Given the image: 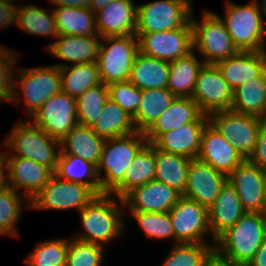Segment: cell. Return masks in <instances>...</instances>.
Listing matches in <instances>:
<instances>
[{
	"instance_id": "6da1fadb",
	"label": "cell",
	"mask_w": 266,
	"mask_h": 266,
	"mask_svg": "<svg viewBox=\"0 0 266 266\" xmlns=\"http://www.w3.org/2000/svg\"><path fill=\"white\" fill-rule=\"evenodd\" d=\"M266 236V213L246 212L215 241V257L235 266H247Z\"/></svg>"
},
{
	"instance_id": "7a4b0ae2",
	"label": "cell",
	"mask_w": 266,
	"mask_h": 266,
	"mask_svg": "<svg viewBox=\"0 0 266 266\" xmlns=\"http://www.w3.org/2000/svg\"><path fill=\"white\" fill-rule=\"evenodd\" d=\"M124 208L122 199L113 194L97 195L79 212L84 230L73 238L105 247L124 233Z\"/></svg>"
},
{
	"instance_id": "3957f363",
	"label": "cell",
	"mask_w": 266,
	"mask_h": 266,
	"mask_svg": "<svg viewBox=\"0 0 266 266\" xmlns=\"http://www.w3.org/2000/svg\"><path fill=\"white\" fill-rule=\"evenodd\" d=\"M3 143L5 147H8L7 149H10L4 152L5 156L30 159L55 172L61 151L60 141L49 136L32 121L17 122Z\"/></svg>"
},
{
	"instance_id": "277c9868",
	"label": "cell",
	"mask_w": 266,
	"mask_h": 266,
	"mask_svg": "<svg viewBox=\"0 0 266 266\" xmlns=\"http://www.w3.org/2000/svg\"><path fill=\"white\" fill-rule=\"evenodd\" d=\"M223 21L239 51H262L266 47L265 11L252 0L245 5L226 1Z\"/></svg>"
},
{
	"instance_id": "5b68a950",
	"label": "cell",
	"mask_w": 266,
	"mask_h": 266,
	"mask_svg": "<svg viewBox=\"0 0 266 266\" xmlns=\"http://www.w3.org/2000/svg\"><path fill=\"white\" fill-rule=\"evenodd\" d=\"M144 133H135L105 140L97 166L101 190L109 193L123 178L139 151L147 144ZM102 169L105 171L102 176Z\"/></svg>"
},
{
	"instance_id": "8992f818",
	"label": "cell",
	"mask_w": 266,
	"mask_h": 266,
	"mask_svg": "<svg viewBox=\"0 0 266 266\" xmlns=\"http://www.w3.org/2000/svg\"><path fill=\"white\" fill-rule=\"evenodd\" d=\"M15 68L17 71V82L13 79V92L11 102H19V94L24 98L29 118L36 113L40 106L52 97L61 92V75L59 67L55 65L39 68ZM21 90L16 92V89ZM16 88V89H15ZM21 91V92H20Z\"/></svg>"
},
{
	"instance_id": "52a82bcc",
	"label": "cell",
	"mask_w": 266,
	"mask_h": 266,
	"mask_svg": "<svg viewBox=\"0 0 266 266\" xmlns=\"http://www.w3.org/2000/svg\"><path fill=\"white\" fill-rule=\"evenodd\" d=\"M193 14L190 18L193 50L197 49L205 64H215L239 52L219 15L203 9L202 22L199 23Z\"/></svg>"
},
{
	"instance_id": "ba28073f",
	"label": "cell",
	"mask_w": 266,
	"mask_h": 266,
	"mask_svg": "<svg viewBox=\"0 0 266 266\" xmlns=\"http://www.w3.org/2000/svg\"><path fill=\"white\" fill-rule=\"evenodd\" d=\"M138 52L136 35L101 38L97 64L102 83L108 86L128 81Z\"/></svg>"
},
{
	"instance_id": "9c48e42d",
	"label": "cell",
	"mask_w": 266,
	"mask_h": 266,
	"mask_svg": "<svg viewBox=\"0 0 266 266\" xmlns=\"http://www.w3.org/2000/svg\"><path fill=\"white\" fill-rule=\"evenodd\" d=\"M192 0H157L137 6L136 32L192 28Z\"/></svg>"
},
{
	"instance_id": "30bf717a",
	"label": "cell",
	"mask_w": 266,
	"mask_h": 266,
	"mask_svg": "<svg viewBox=\"0 0 266 266\" xmlns=\"http://www.w3.org/2000/svg\"><path fill=\"white\" fill-rule=\"evenodd\" d=\"M96 196L89 186L63 180L53 174L48 183L30 201L29 209L59 211L76 208L80 212Z\"/></svg>"
},
{
	"instance_id": "8fae6325",
	"label": "cell",
	"mask_w": 266,
	"mask_h": 266,
	"mask_svg": "<svg viewBox=\"0 0 266 266\" xmlns=\"http://www.w3.org/2000/svg\"><path fill=\"white\" fill-rule=\"evenodd\" d=\"M209 122L226 137L244 158L253 153L263 119L232 110L217 111L208 115Z\"/></svg>"
},
{
	"instance_id": "7c38bea8",
	"label": "cell",
	"mask_w": 266,
	"mask_h": 266,
	"mask_svg": "<svg viewBox=\"0 0 266 266\" xmlns=\"http://www.w3.org/2000/svg\"><path fill=\"white\" fill-rule=\"evenodd\" d=\"M168 213L174 230L175 244L208 243L204 240L206 235H211L207 207L182 196Z\"/></svg>"
},
{
	"instance_id": "4fadbf2b",
	"label": "cell",
	"mask_w": 266,
	"mask_h": 266,
	"mask_svg": "<svg viewBox=\"0 0 266 266\" xmlns=\"http://www.w3.org/2000/svg\"><path fill=\"white\" fill-rule=\"evenodd\" d=\"M29 119L60 141L78 124L76 98L62 91L54 94Z\"/></svg>"
},
{
	"instance_id": "5bb4252c",
	"label": "cell",
	"mask_w": 266,
	"mask_h": 266,
	"mask_svg": "<svg viewBox=\"0 0 266 266\" xmlns=\"http://www.w3.org/2000/svg\"><path fill=\"white\" fill-rule=\"evenodd\" d=\"M191 98L204 114L209 115L231 109L233 89L215 64H204L198 73Z\"/></svg>"
},
{
	"instance_id": "9a60e30c",
	"label": "cell",
	"mask_w": 266,
	"mask_h": 266,
	"mask_svg": "<svg viewBox=\"0 0 266 266\" xmlns=\"http://www.w3.org/2000/svg\"><path fill=\"white\" fill-rule=\"evenodd\" d=\"M139 51L156 59L172 62L193 51V29L136 32Z\"/></svg>"
},
{
	"instance_id": "2e32d148",
	"label": "cell",
	"mask_w": 266,
	"mask_h": 266,
	"mask_svg": "<svg viewBox=\"0 0 266 266\" xmlns=\"http://www.w3.org/2000/svg\"><path fill=\"white\" fill-rule=\"evenodd\" d=\"M247 212L266 213L264 169L244 159L228 176Z\"/></svg>"
},
{
	"instance_id": "e0dca14e",
	"label": "cell",
	"mask_w": 266,
	"mask_h": 266,
	"mask_svg": "<svg viewBox=\"0 0 266 266\" xmlns=\"http://www.w3.org/2000/svg\"><path fill=\"white\" fill-rule=\"evenodd\" d=\"M5 164L7 186L17 192L23 189L21 194L27 200V208H30V201L48 183L54 172L45 165L17 156H5Z\"/></svg>"
},
{
	"instance_id": "ac0fdd59",
	"label": "cell",
	"mask_w": 266,
	"mask_h": 266,
	"mask_svg": "<svg viewBox=\"0 0 266 266\" xmlns=\"http://www.w3.org/2000/svg\"><path fill=\"white\" fill-rule=\"evenodd\" d=\"M181 197L177 190L154 179L129 191L122 201L130 212H168Z\"/></svg>"
},
{
	"instance_id": "d6986e66",
	"label": "cell",
	"mask_w": 266,
	"mask_h": 266,
	"mask_svg": "<svg viewBox=\"0 0 266 266\" xmlns=\"http://www.w3.org/2000/svg\"><path fill=\"white\" fill-rule=\"evenodd\" d=\"M226 181L227 176L225 174L198 158H193L188 169L187 185L182 196L197 201L209 209Z\"/></svg>"
},
{
	"instance_id": "ffe728a7",
	"label": "cell",
	"mask_w": 266,
	"mask_h": 266,
	"mask_svg": "<svg viewBox=\"0 0 266 266\" xmlns=\"http://www.w3.org/2000/svg\"><path fill=\"white\" fill-rule=\"evenodd\" d=\"M197 158L226 176L244 160L232 143L210 122L204 127Z\"/></svg>"
},
{
	"instance_id": "44dd1931",
	"label": "cell",
	"mask_w": 266,
	"mask_h": 266,
	"mask_svg": "<svg viewBox=\"0 0 266 266\" xmlns=\"http://www.w3.org/2000/svg\"><path fill=\"white\" fill-rule=\"evenodd\" d=\"M101 38L136 35L137 5L132 0H114L95 12Z\"/></svg>"
},
{
	"instance_id": "7402d4cb",
	"label": "cell",
	"mask_w": 266,
	"mask_h": 266,
	"mask_svg": "<svg viewBox=\"0 0 266 266\" xmlns=\"http://www.w3.org/2000/svg\"><path fill=\"white\" fill-rule=\"evenodd\" d=\"M189 122H209V118L191 97H176L144 135L148 143H153L162 133Z\"/></svg>"
},
{
	"instance_id": "603a6c76",
	"label": "cell",
	"mask_w": 266,
	"mask_h": 266,
	"mask_svg": "<svg viewBox=\"0 0 266 266\" xmlns=\"http://www.w3.org/2000/svg\"><path fill=\"white\" fill-rule=\"evenodd\" d=\"M246 212L236 190L226 181L216 200L208 209L213 241L215 242L222 233L233 227Z\"/></svg>"
},
{
	"instance_id": "cb8c5ba5",
	"label": "cell",
	"mask_w": 266,
	"mask_h": 266,
	"mask_svg": "<svg viewBox=\"0 0 266 266\" xmlns=\"http://www.w3.org/2000/svg\"><path fill=\"white\" fill-rule=\"evenodd\" d=\"M100 36H73L59 34L47 50L55 58L73 64L97 62Z\"/></svg>"
},
{
	"instance_id": "d4e9b609",
	"label": "cell",
	"mask_w": 266,
	"mask_h": 266,
	"mask_svg": "<svg viewBox=\"0 0 266 266\" xmlns=\"http://www.w3.org/2000/svg\"><path fill=\"white\" fill-rule=\"evenodd\" d=\"M215 65L233 90L251 82L264 71L262 51H239Z\"/></svg>"
},
{
	"instance_id": "484cf974",
	"label": "cell",
	"mask_w": 266,
	"mask_h": 266,
	"mask_svg": "<svg viewBox=\"0 0 266 266\" xmlns=\"http://www.w3.org/2000/svg\"><path fill=\"white\" fill-rule=\"evenodd\" d=\"M208 122H189L182 127L162 133L152 144L159 150L197 158L201 136Z\"/></svg>"
},
{
	"instance_id": "4316f807",
	"label": "cell",
	"mask_w": 266,
	"mask_h": 266,
	"mask_svg": "<svg viewBox=\"0 0 266 266\" xmlns=\"http://www.w3.org/2000/svg\"><path fill=\"white\" fill-rule=\"evenodd\" d=\"M105 139L91 127L77 124L60 140L59 155H74L93 163L96 167L100 161Z\"/></svg>"
},
{
	"instance_id": "83f0119b",
	"label": "cell",
	"mask_w": 266,
	"mask_h": 266,
	"mask_svg": "<svg viewBox=\"0 0 266 266\" xmlns=\"http://www.w3.org/2000/svg\"><path fill=\"white\" fill-rule=\"evenodd\" d=\"M170 62L137 53L129 81L140 90L167 88Z\"/></svg>"
},
{
	"instance_id": "f1b7e54d",
	"label": "cell",
	"mask_w": 266,
	"mask_h": 266,
	"mask_svg": "<svg viewBox=\"0 0 266 266\" xmlns=\"http://www.w3.org/2000/svg\"><path fill=\"white\" fill-rule=\"evenodd\" d=\"M155 176L154 145L147 143L136 155L124 178L109 192L122 199L132 189L145 185Z\"/></svg>"
},
{
	"instance_id": "f546056e",
	"label": "cell",
	"mask_w": 266,
	"mask_h": 266,
	"mask_svg": "<svg viewBox=\"0 0 266 266\" xmlns=\"http://www.w3.org/2000/svg\"><path fill=\"white\" fill-rule=\"evenodd\" d=\"M230 110L265 120L266 74L264 71L251 82L248 81L233 90Z\"/></svg>"
},
{
	"instance_id": "4dcf8cb0",
	"label": "cell",
	"mask_w": 266,
	"mask_h": 266,
	"mask_svg": "<svg viewBox=\"0 0 266 266\" xmlns=\"http://www.w3.org/2000/svg\"><path fill=\"white\" fill-rule=\"evenodd\" d=\"M154 155V179L174 188L183 195L187 185L188 169L192 159L183 155L161 151L155 146Z\"/></svg>"
},
{
	"instance_id": "1f68e13d",
	"label": "cell",
	"mask_w": 266,
	"mask_h": 266,
	"mask_svg": "<svg viewBox=\"0 0 266 266\" xmlns=\"http://www.w3.org/2000/svg\"><path fill=\"white\" fill-rule=\"evenodd\" d=\"M58 34L73 36H99L95 13L89 8L54 7Z\"/></svg>"
},
{
	"instance_id": "d6a6232c",
	"label": "cell",
	"mask_w": 266,
	"mask_h": 266,
	"mask_svg": "<svg viewBox=\"0 0 266 266\" xmlns=\"http://www.w3.org/2000/svg\"><path fill=\"white\" fill-rule=\"evenodd\" d=\"M103 139H112L135 133L132 117L115 101L108 98L95 123L91 126Z\"/></svg>"
},
{
	"instance_id": "836d02e7",
	"label": "cell",
	"mask_w": 266,
	"mask_h": 266,
	"mask_svg": "<svg viewBox=\"0 0 266 266\" xmlns=\"http://www.w3.org/2000/svg\"><path fill=\"white\" fill-rule=\"evenodd\" d=\"M204 61L197 59L194 50L170 62L168 90L176 97H191L198 73Z\"/></svg>"
},
{
	"instance_id": "e575fe53",
	"label": "cell",
	"mask_w": 266,
	"mask_h": 266,
	"mask_svg": "<svg viewBox=\"0 0 266 266\" xmlns=\"http://www.w3.org/2000/svg\"><path fill=\"white\" fill-rule=\"evenodd\" d=\"M175 98L168 88L141 90V102L132 117L135 129L145 133Z\"/></svg>"
},
{
	"instance_id": "d590c367",
	"label": "cell",
	"mask_w": 266,
	"mask_h": 266,
	"mask_svg": "<svg viewBox=\"0 0 266 266\" xmlns=\"http://www.w3.org/2000/svg\"><path fill=\"white\" fill-rule=\"evenodd\" d=\"M61 75V91L77 98L88 88L101 84L97 62L86 64H55Z\"/></svg>"
},
{
	"instance_id": "8d00e7d4",
	"label": "cell",
	"mask_w": 266,
	"mask_h": 266,
	"mask_svg": "<svg viewBox=\"0 0 266 266\" xmlns=\"http://www.w3.org/2000/svg\"><path fill=\"white\" fill-rule=\"evenodd\" d=\"M59 178L89 186L97 195L103 194L97 175V167L74 155H59L54 172ZM85 177L89 180L84 179Z\"/></svg>"
},
{
	"instance_id": "74e56055",
	"label": "cell",
	"mask_w": 266,
	"mask_h": 266,
	"mask_svg": "<svg viewBox=\"0 0 266 266\" xmlns=\"http://www.w3.org/2000/svg\"><path fill=\"white\" fill-rule=\"evenodd\" d=\"M16 26L31 35L58 37L55 16L48 10L35 5L18 6Z\"/></svg>"
},
{
	"instance_id": "f35d334b",
	"label": "cell",
	"mask_w": 266,
	"mask_h": 266,
	"mask_svg": "<svg viewBox=\"0 0 266 266\" xmlns=\"http://www.w3.org/2000/svg\"><path fill=\"white\" fill-rule=\"evenodd\" d=\"M214 245L208 243L173 244L161 266H206L215 256Z\"/></svg>"
},
{
	"instance_id": "ab89813d",
	"label": "cell",
	"mask_w": 266,
	"mask_h": 266,
	"mask_svg": "<svg viewBox=\"0 0 266 266\" xmlns=\"http://www.w3.org/2000/svg\"><path fill=\"white\" fill-rule=\"evenodd\" d=\"M109 98L108 86L101 83L88 88L76 98L77 122L79 125L91 127L103 110Z\"/></svg>"
},
{
	"instance_id": "60d3db41",
	"label": "cell",
	"mask_w": 266,
	"mask_h": 266,
	"mask_svg": "<svg viewBox=\"0 0 266 266\" xmlns=\"http://www.w3.org/2000/svg\"><path fill=\"white\" fill-rule=\"evenodd\" d=\"M69 239L39 242L24 259L29 266H65Z\"/></svg>"
},
{
	"instance_id": "b9f144b4",
	"label": "cell",
	"mask_w": 266,
	"mask_h": 266,
	"mask_svg": "<svg viewBox=\"0 0 266 266\" xmlns=\"http://www.w3.org/2000/svg\"><path fill=\"white\" fill-rule=\"evenodd\" d=\"M20 194L8 186L0 191V236L18 237L17 223L23 210Z\"/></svg>"
},
{
	"instance_id": "7bdbcfd3",
	"label": "cell",
	"mask_w": 266,
	"mask_h": 266,
	"mask_svg": "<svg viewBox=\"0 0 266 266\" xmlns=\"http://www.w3.org/2000/svg\"><path fill=\"white\" fill-rule=\"evenodd\" d=\"M139 227L150 239H172L175 244L174 230L168 212H130Z\"/></svg>"
},
{
	"instance_id": "ee69618b",
	"label": "cell",
	"mask_w": 266,
	"mask_h": 266,
	"mask_svg": "<svg viewBox=\"0 0 266 266\" xmlns=\"http://www.w3.org/2000/svg\"><path fill=\"white\" fill-rule=\"evenodd\" d=\"M104 250L99 244L69 239L65 266H102Z\"/></svg>"
},
{
	"instance_id": "f6af8a7d",
	"label": "cell",
	"mask_w": 266,
	"mask_h": 266,
	"mask_svg": "<svg viewBox=\"0 0 266 266\" xmlns=\"http://www.w3.org/2000/svg\"><path fill=\"white\" fill-rule=\"evenodd\" d=\"M109 98L133 117L141 102V90L129 80L108 85Z\"/></svg>"
},
{
	"instance_id": "bcb514c9",
	"label": "cell",
	"mask_w": 266,
	"mask_h": 266,
	"mask_svg": "<svg viewBox=\"0 0 266 266\" xmlns=\"http://www.w3.org/2000/svg\"><path fill=\"white\" fill-rule=\"evenodd\" d=\"M18 56L11 49L0 46V103L3 101L11 102L14 82L13 74H15L13 72L16 63L19 61L17 60Z\"/></svg>"
},
{
	"instance_id": "7dc6e473",
	"label": "cell",
	"mask_w": 266,
	"mask_h": 266,
	"mask_svg": "<svg viewBox=\"0 0 266 266\" xmlns=\"http://www.w3.org/2000/svg\"><path fill=\"white\" fill-rule=\"evenodd\" d=\"M261 169H266V121L261 124L253 153L248 158Z\"/></svg>"
},
{
	"instance_id": "c3c4849f",
	"label": "cell",
	"mask_w": 266,
	"mask_h": 266,
	"mask_svg": "<svg viewBox=\"0 0 266 266\" xmlns=\"http://www.w3.org/2000/svg\"><path fill=\"white\" fill-rule=\"evenodd\" d=\"M16 0H0V29L16 23L18 5Z\"/></svg>"
},
{
	"instance_id": "681fc988",
	"label": "cell",
	"mask_w": 266,
	"mask_h": 266,
	"mask_svg": "<svg viewBox=\"0 0 266 266\" xmlns=\"http://www.w3.org/2000/svg\"><path fill=\"white\" fill-rule=\"evenodd\" d=\"M247 266H266V236Z\"/></svg>"
},
{
	"instance_id": "f907efd6",
	"label": "cell",
	"mask_w": 266,
	"mask_h": 266,
	"mask_svg": "<svg viewBox=\"0 0 266 266\" xmlns=\"http://www.w3.org/2000/svg\"><path fill=\"white\" fill-rule=\"evenodd\" d=\"M55 7H81L89 8L90 0H49Z\"/></svg>"
},
{
	"instance_id": "816d5d0a",
	"label": "cell",
	"mask_w": 266,
	"mask_h": 266,
	"mask_svg": "<svg viewBox=\"0 0 266 266\" xmlns=\"http://www.w3.org/2000/svg\"><path fill=\"white\" fill-rule=\"evenodd\" d=\"M7 186L6 183V164L4 152H0V191Z\"/></svg>"
},
{
	"instance_id": "f5cc1de1",
	"label": "cell",
	"mask_w": 266,
	"mask_h": 266,
	"mask_svg": "<svg viewBox=\"0 0 266 266\" xmlns=\"http://www.w3.org/2000/svg\"><path fill=\"white\" fill-rule=\"evenodd\" d=\"M112 1L114 0H90L89 9L95 13L98 10L105 8Z\"/></svg>"
},
{
	"instance_id": "db71d44e",
	"label": "cell",
	"mask_w": 266,
	"mask_h": 266,
	"mask_svg": "<svg viewBox=\"0 0 266 266\" xmlns=\"http://www.w3.org/2000/svg\"><path fill=\"white\" fill-rule=\"evenodd\" d=\"M206 266H235V265L225 263L221 261L219 258L214 256L213 259Z\"/></svg>"
},
{
	"instance_id": "11a10c76",
	"label": "cell",
	"mask_w": 266,
	"mask_h": 266,
	"mask_svg": "<svg viewBox=\"0 0 266 266\" xmlns=\"http://www.w3.org/2000/svg\"><path fill=\"white\" fill-rule=\"evenodd\" d=\"M256 2H257V5H258L263 11L266 10V0H262L261 3H258V0H256Z\"/></svg>"
},
{
	"instance_id": "9f6ffc18",
	"label": "cell",
	"mask_w": 266,
	"mask_h": 266,
	"mask_svg": "<svg viewBox=\"0 0 266 266\" xmlns=\"http://www.w3.org/2000/svg\"><path fill=\"white\" fill-rule=\"evenodd\" d=\"M263 61H264V72L266 74V47L262 50Z\"/></svg>"
},
{
	"instance_id": "6f0895ef",
	"label": "cell",
	"mask_w": 266,
	"mask_h": 266,
	"mask_svg": "<svg viewBox=\"0 0 266 266\" xmlns=\"http://www.w3.org/2000/svg\"><path fill=\"white\" fill-rule=\"evenodd\" d=\"M264 176H265V186H266V169H264Z\"/></svg>"
}]
</instances>
